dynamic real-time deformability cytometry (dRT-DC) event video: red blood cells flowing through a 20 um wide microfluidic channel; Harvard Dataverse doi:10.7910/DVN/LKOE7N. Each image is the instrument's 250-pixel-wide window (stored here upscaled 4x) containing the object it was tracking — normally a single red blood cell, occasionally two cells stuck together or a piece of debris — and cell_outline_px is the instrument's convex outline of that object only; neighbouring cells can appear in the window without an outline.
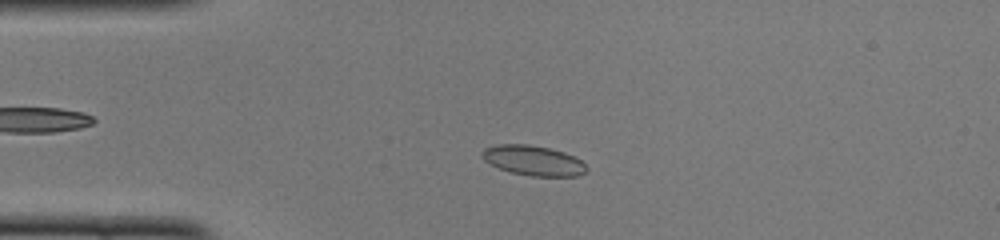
{"species": "common noctule bat (a hibernating species)", "species_latin": "Nyctalus noctula", "temperature_condition": "cold", "stored_images_in_passage": 48, "camera_frame_rate_fps": 3000, "um_per_image_px": 0.085, "animal": {"sex": "female", "body_mass_g": 22.0, "forearm_length_mm": 56.7}, "frame": {"image": 1, "passage_image": 10, "time_ms": 3.0, "image_size_px": [1000, 240], "cell_outline_px": [[588, 168], [584, 172], [576, 176], [532, 176], [512, 172], [500, 168], [484, 160], [480, 156], [480, 152], [484, 148], [500, 144], [528, 144], [548, 148], [564, 152], [580, 160]], "centroid_in_image_um": [45.3, 13.63], "position_along_channel_um": 39.7, "area_um2": 18.03}}
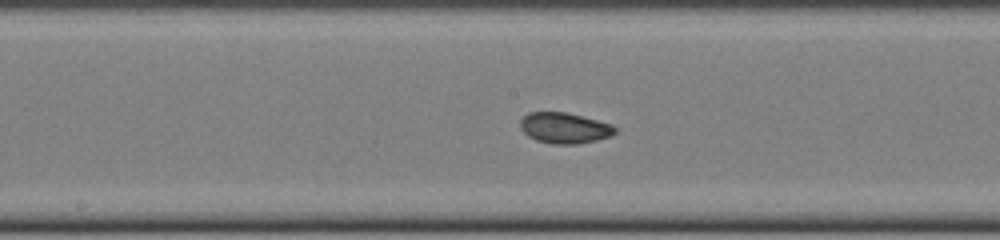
{"frame": {"image": 2, "passage_image": 24, "time_ms": 7.667, "image_size_px": [1000, 240], "cell_outline_px": [[616, 132], [612, 136], [596, 140], [576, 144], [552, 144], [536, 140], [528, 136], [520, 128], [520, 120], [528, 112], [568, 112], [612, 124], [616, 128]], "centroid_in_image_um": [47.98, 10.87], "position_along_channel_um": 200.2, "area_um2": 17.11}}
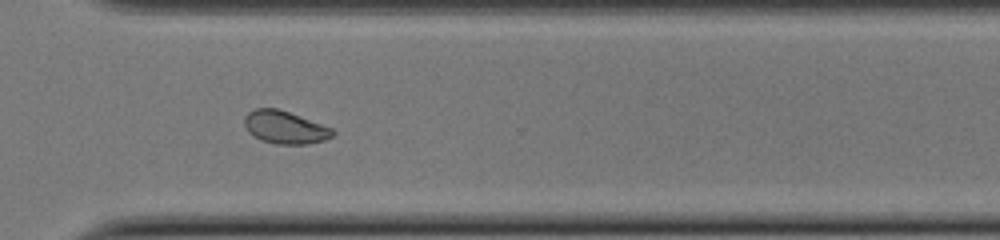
{"frame": {"image": 3, "passage_image": 35, "time_ms": 11.333, "image_size_px": [1000, 240], "cell_outline_px": [[336, 132], [332, 136], [324, 140], [308, 144], [276, 144], [264, 140], [248, 132], [244, 124], [244, 116], [248, 112], [256, 108], [276, 108], [288, 112], [332, 128]], "centroid_in_image_um": [24.21, 10.82], "position_along_channel_um": 346.4, "area_um2": 16.59}, "authors_computed_cell_mechanics": {"area_um2": 17.5134, "velocity_mm_per_s": 3.9744, "shape_relaxation_time_tau1_ms": 4.4561, "shape_relaxation_time_tau2_ms": 1.8947, "deformation_change_tau1": 0.1059, "deformation_change_tau2": 0.0527}}